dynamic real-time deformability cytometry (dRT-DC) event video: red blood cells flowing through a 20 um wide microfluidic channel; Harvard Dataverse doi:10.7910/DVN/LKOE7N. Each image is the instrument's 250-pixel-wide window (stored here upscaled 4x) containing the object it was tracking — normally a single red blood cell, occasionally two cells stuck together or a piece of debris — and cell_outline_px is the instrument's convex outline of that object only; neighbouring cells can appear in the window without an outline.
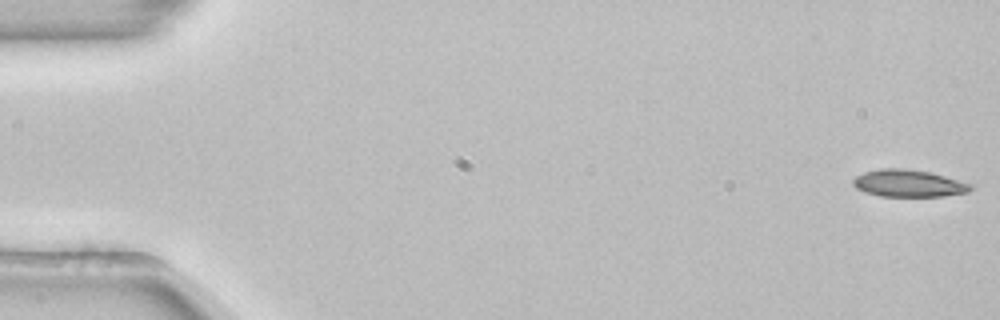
{"species": "common noctule bat (a hibernating species)", "species_latin": "Nyctalus noctula", "temperature_condition": "room temperature", "stored_images_in_passage": 53, "camera_frame_rate_fps": 3000, "um_per_image_px": 0.085, "animal": {"sex": "female", "body_mass_g": 22.7, "forearm_length_mm": 54.2}, "frame": {"image": 1, "passage_image": 1, "time_ms": 0.0, "image_size_px": [1000, 320], "cell_outline_px": [[972, 188], [968, 192], [944, 196], [880, 196], [864, 192], [856, 188], [852, 184], [852, 180], [856, 176], [864, 172], [880, 168], [904, 168], [928, 172], [944, 176], [972, 184]], "centroid_in_image_um": [77.19, 15.58], "position_along_channel_um": 7.8, "area_um2": 18.55}}
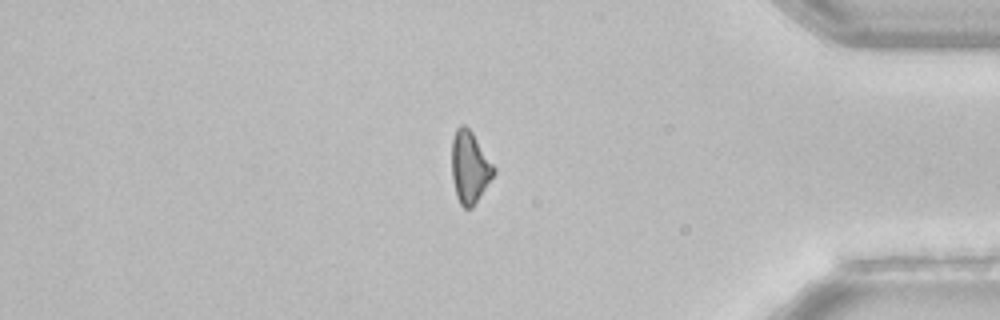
{"frame": {"image": 2, "passage_image": 45, "time_ms": 14.667, "image_size_px": [1000, 320], "cell_outline_px": [[496, 172], [472, 208], [464, 208], [460, 204], [456, 196], [452, 176], [452, 140], [456, 128], [460, 124], [464, 124], [472, 132], [496, 168]], "centroid_in_image_um": [39.92, 14.2], "position_along_channel_um": 395.3, "area_um2": 17.57}}
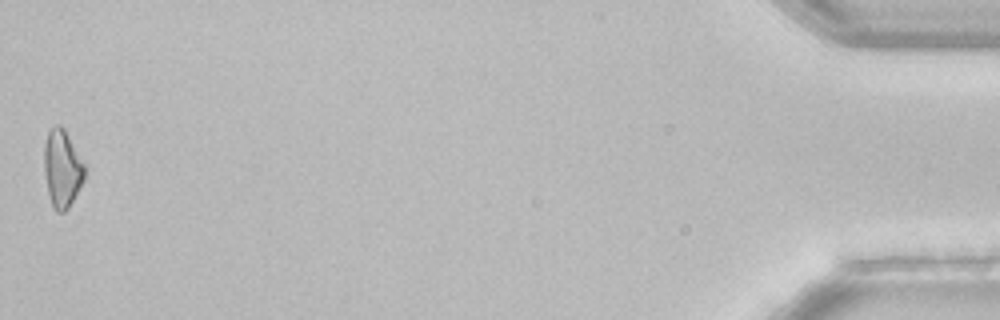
{"frame": {"image": 3, "passage_image": 53, "time_ms": 17.333, "image_size_px": [1000, 320], "cell_outline_px": [[84, 180], [68, 208], [64, 212], [56, 212], [52, 208], [44, 176], [44, 144], [48, 132], [56, 124], [60, 124], [64, 128], [84, 164]], "centroid_in_image_um": [5.26, 14.34], "position_along_channel_um": 429.9, "area_um2": 18.21}}